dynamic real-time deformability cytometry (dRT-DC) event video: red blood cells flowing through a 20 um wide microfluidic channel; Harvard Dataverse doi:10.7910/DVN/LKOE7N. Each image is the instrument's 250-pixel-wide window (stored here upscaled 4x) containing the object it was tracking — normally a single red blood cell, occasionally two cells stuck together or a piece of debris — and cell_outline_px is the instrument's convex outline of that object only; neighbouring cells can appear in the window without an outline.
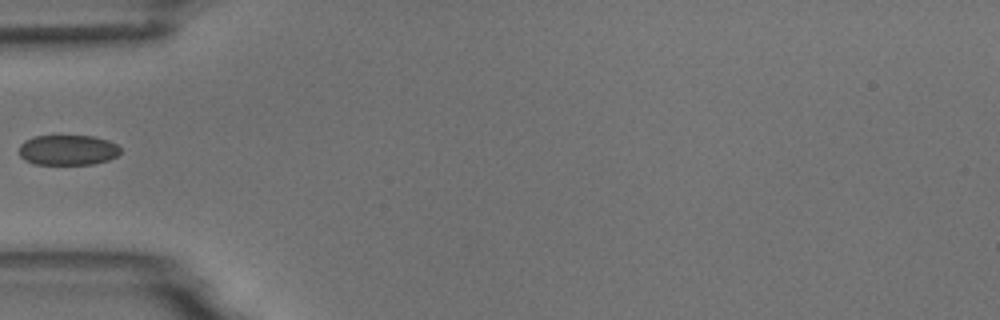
{"species": "common noctule bat (a hibernating species)", "species_latin": "Nyctalus noctula", "temperature_condition": "room temperature", "stored_images_in_passage": 2, "camera_frame_rate_fps": 3000, "um_per_image_px": 0.085, "animal": {"sex": "male", "body_mass_g": 18.8}, "frame": {"image": 1, "passage_image": 1, "time_ms": 0.0, "image_size_px": [1000, 320], "cell_outline_px": [[120, 152], [116, 156], [108, 160], [92, 164], [32, 164], [24, 160], [20, 156], [20, 144], [24, 140], [36, 136], [92, 136], [108, 140], [116, 144], [120, 148]], "centroid_in_image_um": [5.74, 12.75], "position_along_channel_um": 79.3, "area_um2": 17.86}}